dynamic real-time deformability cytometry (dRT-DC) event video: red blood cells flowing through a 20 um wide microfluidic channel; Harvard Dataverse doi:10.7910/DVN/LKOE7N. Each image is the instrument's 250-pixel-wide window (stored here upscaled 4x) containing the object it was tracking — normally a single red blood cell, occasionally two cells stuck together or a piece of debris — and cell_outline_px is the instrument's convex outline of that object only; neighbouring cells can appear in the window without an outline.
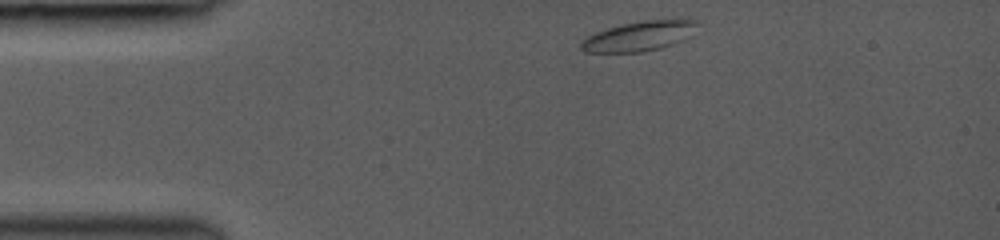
{"species": "common noctule bat (a hibernating species)", "species_latin": "Nyctalus noctula", "temperature_condition": "room temperature", "stored_images_in_passage": 25, "camera_frame_rate_fps": 3000, "um_per_image_px": 0.085, "animal": {"sex": "female", "body_mass_g": 19.0, "forearm_length_mm": 53.3}, "frame": {"image": 1, "passage_image": 1, "time_ms": 0.0, "image_size_px": [1000, 240], "cell_outline_px": [[696, 24], [680, 40], [672, 44], [660, 48], [640, 52], [584, 52], [580, 48], [580, 40], [596, 32], [620, 24], [644, 20], [696, 20]], "centroid_in_image_um": [54.17, 3.08], "position_along_channel_um": 30.8, "area_um2": 19.48}}
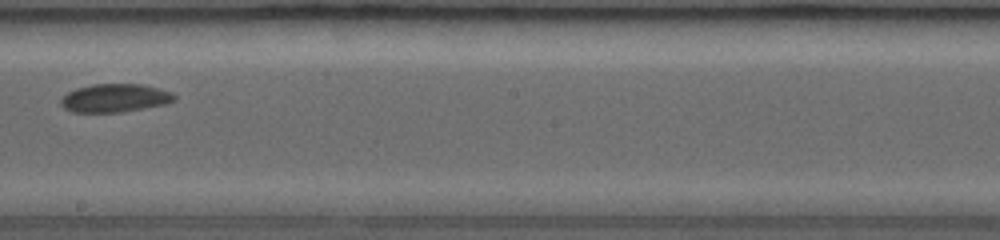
{"frame": {"image": 2, "passage_image": 13, "time_ms": 6.333, "image_size_px": [1000, 240], "cell_outline_px": [[176, 100], [164, 104], [144, 108], [120, 112], [72, 112], [64, 108], [60, 104], [60, 100], [68, 92], [76, 88], [92, 84], [144, 84], [160, 88], [172, 92], [176, 96]], "centroid_in_image_um": [9.78, 8.32], "position_along_channel_um": 238.4, "area_um2": 18.79}}
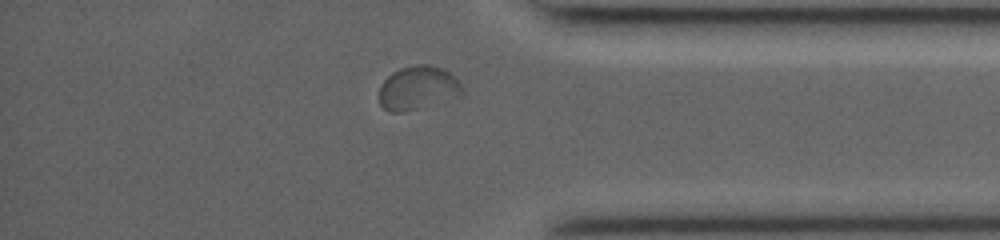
{"frame": {"image": 3, "passage_image": 22, "time_ms": 10.333, "image_size_px": [1000, 240], "cell_outline_px": [[460, 96], [420, 108], [400, 112], [388, 112], [380, 104], [380, 84], [392, 72], [400, 68], [416, 64], [428, 64], [444, 68], [460, 84]], "centroid_in_image_um": [35.47, 7.47], "position_along_channel_um": 399.7, "area_um2": 20.92}, "authors_computed_cell_mechanics": {"area_um2": 19.0162, "velocity_mm_per_s": 4.1052, "shape_relaxation_time_tau1_ms": 3.2158, "shape_relaxation_time_tau2_ms": 1.5721, "deformation_change_tau1": 0.0785, "deformation_change_tau2": 0.0298}}